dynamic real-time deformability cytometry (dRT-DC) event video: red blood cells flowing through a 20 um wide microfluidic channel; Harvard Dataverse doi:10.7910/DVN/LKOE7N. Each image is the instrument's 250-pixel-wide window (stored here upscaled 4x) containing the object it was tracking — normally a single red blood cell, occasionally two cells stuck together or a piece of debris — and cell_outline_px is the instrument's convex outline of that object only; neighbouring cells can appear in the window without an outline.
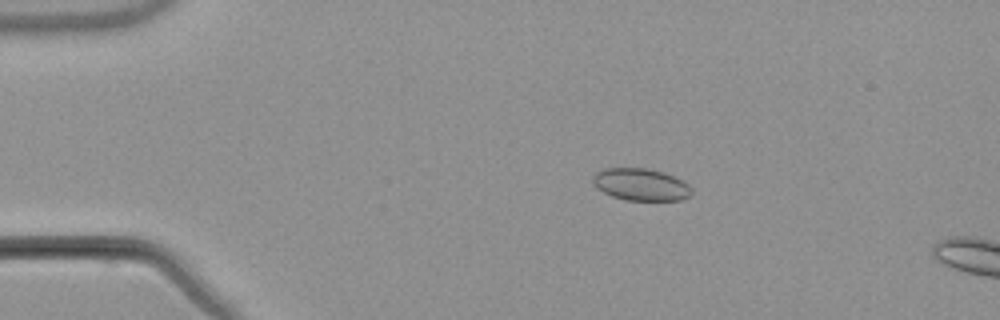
{"species": "common noctule bat (a hibernating species)", "species_latin": "Nyctalus noctula", "temperature_condition": "warm", "stored_images_in_passage": 4, "camera_frame_rate_fps": 3000, "um_per_image_px": 0.085, "animal": {"sex": "male", "body_mass_g": 21.5, "forearm_length_mm": 52.0}, "frame": {"image": 1, "passage_image": 3, "time_ms": 2.333, "image_size_px": [1000, 320], "cell_outline_px": [[692, 192], [688, 196], [680, 200], [624, 200], [612, 196], [596, 188], [592, 184], [592, 176], [596, 172], [604, 168], [648, 168], [664, 172], [688, 184], [692, 188]], "centroid_in_image_um": [54.43, 15.68], "position_along_channel_um": 30.6, "area_um2": 18.55}}